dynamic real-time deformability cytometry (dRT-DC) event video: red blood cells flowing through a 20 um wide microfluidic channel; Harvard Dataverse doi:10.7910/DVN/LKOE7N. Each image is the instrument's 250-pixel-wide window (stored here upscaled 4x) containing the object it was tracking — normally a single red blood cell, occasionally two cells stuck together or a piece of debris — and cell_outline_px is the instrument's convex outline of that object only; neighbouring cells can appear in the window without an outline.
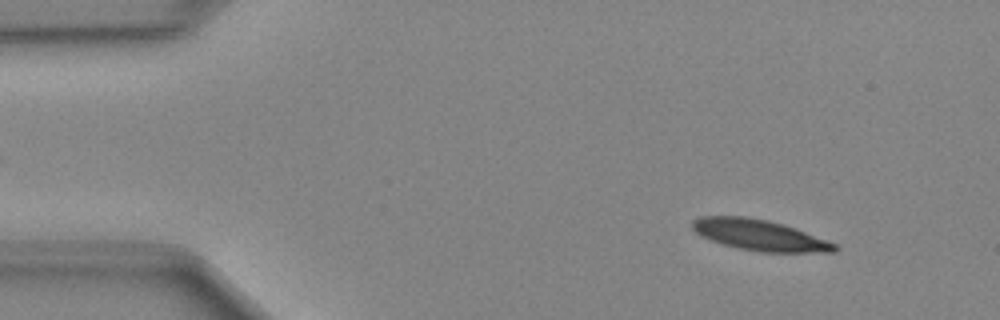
{"species": "Egyptian fruit bat (a non-hibernating species)", "species_latin": "Rousettus aegyptiacus", "temperature_condition": "cold", "stored_images_in_passage": 48, "camera_frame_rate_fps": 3000, "um_per_image_px": 0.085, "animal": {"sex": "female"}, "frame": {"image": 1, "passage_image": 5, "time_ms": 1.333, "image_size_px": [1000, 320], "cell_outline_px": [[840, 248], [836, 252], [760, 252], [740, 248], [724, 244], [700, 236], [692, 228], [692, 220], [700, 216], [744, 216], [768, 220], [796, 228], [836, 244]], "centroid_in_image_um": [64.56, 19.98], "position_along_channel_um": 20.4, "area_um2": 25.49}}
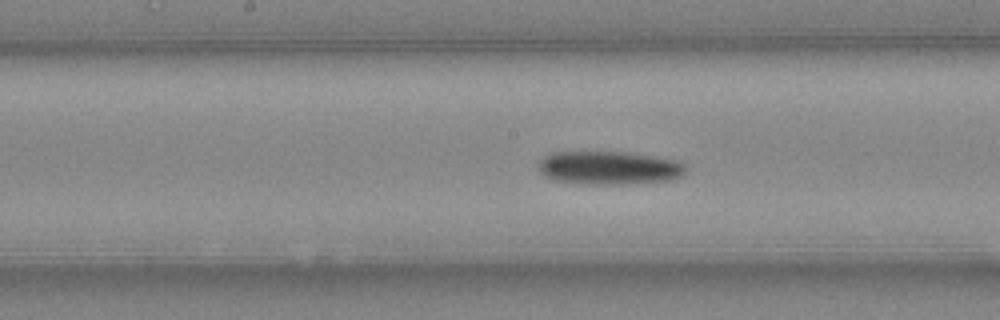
{"frame": {"image": 2, "passage_image": 24, "time_ms": 7.667, "image_size_px": [1000, 320], "cell_outline_px": [[688, 168], [680, 176], [672, 180], [624, 184], [584, 184], [556, 180], [544, 176], [540, 172], [540, 160], [544, 156], [552, 152], [628, 152], [656, 156], [676, 160], [684, 164]], "centroid_in_image_um": [51.8, 14.26], "position_along_channel_um": 196.4, "area_um2": 28.73}}
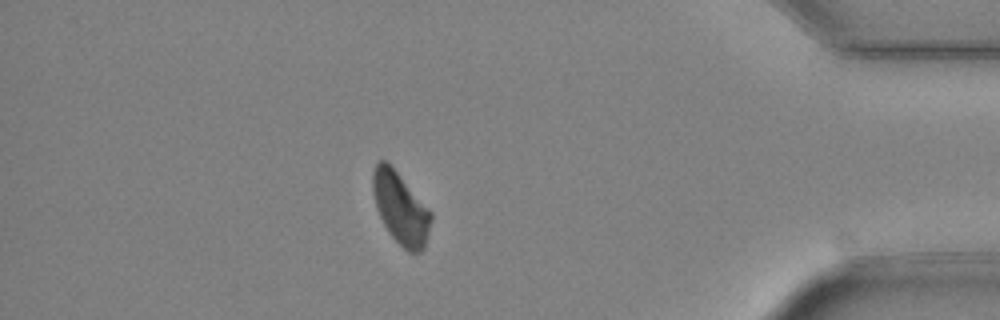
{"frame": {"image": 3, "passage_image": 42, "time_ms": 13.667, "image_size_px": [1000, 320], "cell_outline_px": [[432, 220], [424, 248], [420, 252], [408, 252], [388, 232], [376, 208], [372, 192], [372, 172], [376, 164], [380, 160], [384, 160], [396, 172], [432, 212]], "centroid_in_image_um": [34.04, 17.72], "position_along_channel_um": 401.2, "area_um2": 23.93}}